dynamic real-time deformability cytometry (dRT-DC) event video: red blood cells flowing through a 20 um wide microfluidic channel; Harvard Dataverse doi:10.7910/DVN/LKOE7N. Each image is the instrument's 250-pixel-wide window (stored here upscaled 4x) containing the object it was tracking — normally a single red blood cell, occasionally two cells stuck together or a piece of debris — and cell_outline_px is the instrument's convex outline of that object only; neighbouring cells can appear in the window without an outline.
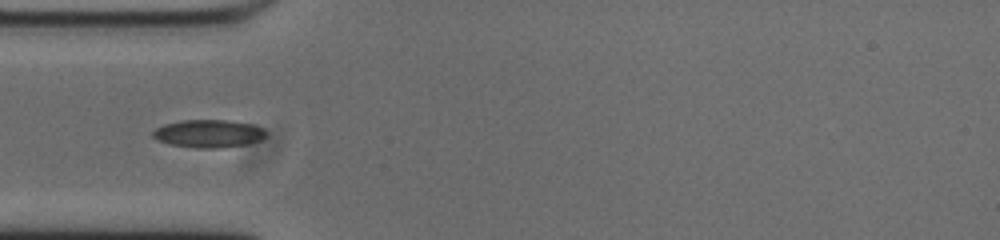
{"species": "common noctule bat (a hibernating species)", "species_latin": "Nyctalus noctula", "temperature_condition": "cold", "stored_images_in_passage": 38, "camera_frame_rate_fps": 3000, "um_per_image_px": 0.085, "animal": {"sex": "male", "body_mass_g": 20.0, "forearm_length_mm": 53.3}, "frame": {"image": 1, "passage_image": 4, "time_ms": 1.0, "image_size_px": [1000, 240], "cell_outline_px": [[268, 132], [260, 140], [244, 144], [220, 148], [196, 148], [168, 144], [152, 136], [152, 132], [156, 128], [164, 124], [180, 120], [228, 120], [252, 124], [264, 128]], "centroid_in_image_um": [17.73, 11.35], "position_along_channel_um": 67.3, "area_um2": 18.38}}
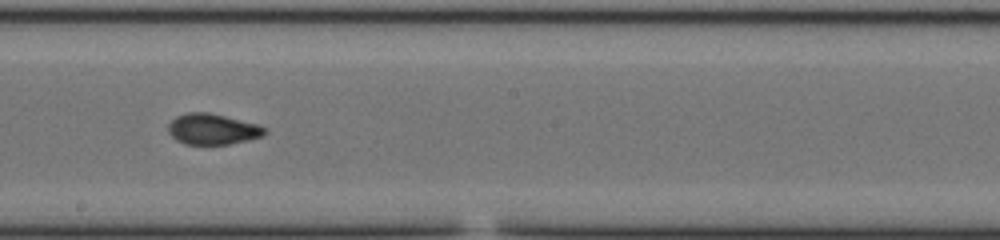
{"frame": {"image": 2, "passage_image": 17, "time_ms": 5.333, "image_size_px": [1000, 240], "cell_outline_px": [[268, 132], [264, 136], [248, 140], [228, 144], [184, 144], [176, 140], [168, 132], [168, 124], [176, 116], [188, 112], [208, 112], [256, 124], [264, 128]], "centroid_in_image_um": [18.05, 10.98], "position_along_channel_um": 230.2, "area_um2": 17.22}}
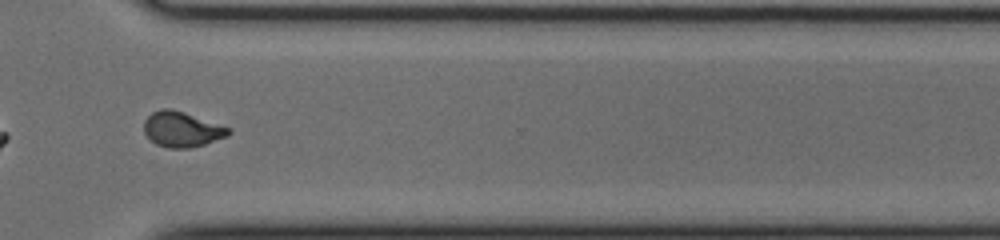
{"frame": {"image": 3, "passage_image": 27, "time_ms": 8.667, "image_size_px": [1000, 240], "cell_outline_px": [[232, 132], [228, 136], [204, 144], [188, 148], [168, 148], [156, 144], [144, 132], [144, 120], [152, 112], [160, 108], [172, 108], [184, 112], [228, 128]], "centroid_in_image_um": [15.42, 10.99], "position_along_channel_um": 355.2, "area_um2": 17.17}, "authors_computed_cell_mechanics": {"area_um2": 16.9932, "velocity_mm_per_s": 3.7439, "shape_relaxation_time_tau1_ms": null, "shape_relaxation_time_tau2_ms": 1.8298, "deformation_change_tau1": null, "deformation_change_tau2": 0.0608}}